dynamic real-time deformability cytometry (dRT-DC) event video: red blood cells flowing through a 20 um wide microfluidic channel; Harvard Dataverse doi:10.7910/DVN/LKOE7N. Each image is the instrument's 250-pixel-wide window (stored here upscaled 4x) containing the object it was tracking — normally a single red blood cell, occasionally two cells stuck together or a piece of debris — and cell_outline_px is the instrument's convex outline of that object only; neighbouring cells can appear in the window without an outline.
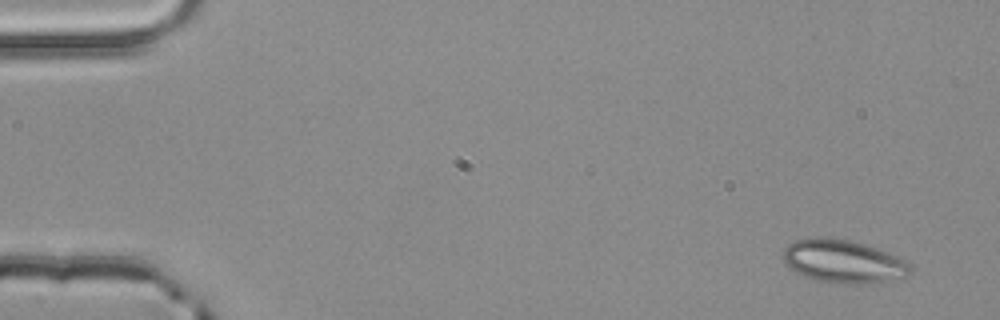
{"species": "common noctule bat (a hibernating species)", "species_latin": "Nyctalus noctula", "temperature_condition": "room temperature", "stored_images_in_passage": 5, "camera_frame_rate_fps": 3000, "um_per_image_px": 0.085, "animal": {"sex": "male", "body_mass_g": 20.4}, "frame": {"image": 1, "passage_image": 1, "time_ms": 0.0, "image_size_px": [1000, 320], "cell_outline_px": [[912, 272], [908, 276], [868, 284], [836, 284], [816, 280], [796, 272], [784, 260], [784, 248], [788, 244], [796, 240], [812, 236], [820, 236], [852, 240], [876, 248], [896, 256], [912, 264]], "centroid_in_image_um": [71.7, 22.21], "position_along_channel_um": 13.3, "area_um2": 32.14}}
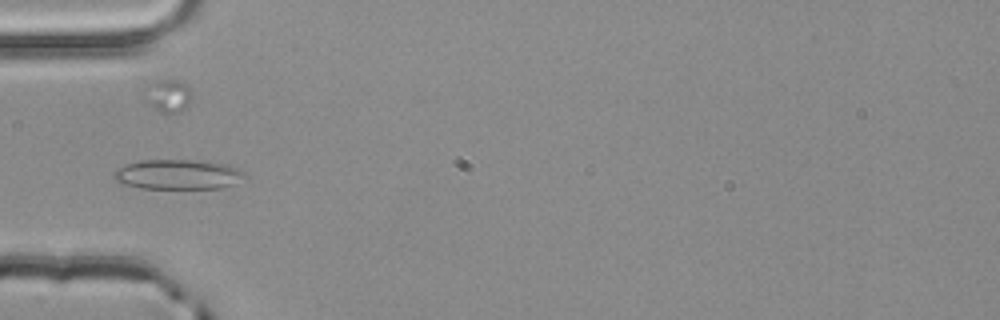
{"frame": {"image": 2, "passage_image": 4, "time_ms": 1.0, "image_size_px": [1000, 320], "cell_outline_px": [[248, 176], [232, 184], [220, 188], [140, 188], [120, 184], [112, 176], [112, 172], [116, 168], [124, 164], [140, 160], [196, 160], [228, 164], [244, 172]], "centroid_in_image_um": [15.06, 14.82], "position_along_channel_um": 69.9, "area_um2": 23.0}}